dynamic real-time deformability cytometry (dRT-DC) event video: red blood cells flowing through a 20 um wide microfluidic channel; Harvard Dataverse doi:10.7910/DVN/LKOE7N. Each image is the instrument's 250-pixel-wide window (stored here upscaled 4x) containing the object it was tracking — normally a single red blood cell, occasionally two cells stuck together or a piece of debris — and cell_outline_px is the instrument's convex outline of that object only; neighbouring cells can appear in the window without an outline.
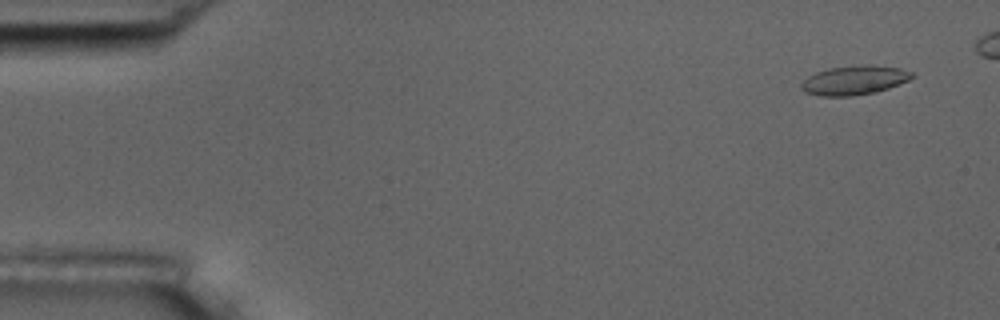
{"species": "common noctule bat (a hibernating species)", "species_latin": "Nyctalus noctula", "temperature_condition": "room temperature", "stored_images_in_passage": 5, "camera_frame_rate_fps": 3000, "um_per_image_px": 0.085, "animal": {"sex": "male", "body_mass_g": 17.5, "forearm_length_mm": 52.3}, "frame": {"image": 1, "passage_image": 1, "time_ms": 0.0, "image_size_px": [1000, 320], "cell_outline_px": [[916, 76], [908, 80], [888, 88], [876, 92], [852, 96], [820, 96], [804, 92], [800, 88], [800, 84], [808, 76], [816, 72], [828, 68], [864, 64], [868, 64], [900, 68], [912, 72]], "centroid_in_image_um": [72.6, 6.81], "position_along_channel_um": 12.4, "area_um2": 18.96}}